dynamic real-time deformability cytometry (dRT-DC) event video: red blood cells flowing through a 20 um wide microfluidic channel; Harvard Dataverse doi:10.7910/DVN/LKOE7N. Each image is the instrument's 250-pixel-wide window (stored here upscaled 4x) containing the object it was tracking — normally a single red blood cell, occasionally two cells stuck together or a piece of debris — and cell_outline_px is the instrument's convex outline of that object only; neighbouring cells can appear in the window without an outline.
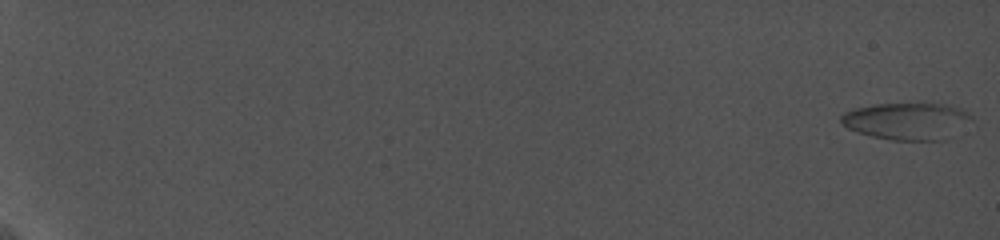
{"species": "common noctule bat (a hibernating species)", "species_latin": "Nyctalus noctula", "temperature_condition": "cold", "stored_images_in_passage": 73, "camera_frame_rate_fps": 5000, "um_per_image_px": 0.085, "animal": {"sex": "female", "body_mass_g": 19.0, "forearm_length_mm": 56.7}, "frame": {"image": 1, "passage_image": 1, "time_ms": 0.0, "image_size_px": [1000, 240], "cell_outline_px": [[972, 120], [944, 140], [892, 140], [872, 136], [848, 128], [840, 124], [840, 116], [844, 112], [856, 108], [876, 104], [948, 104], [960, 108], [972, 116]], "centroid_in_image_um": [77.07, 10.29], "position_along_channel_um": 7.9, "area_um2": 27.86}}
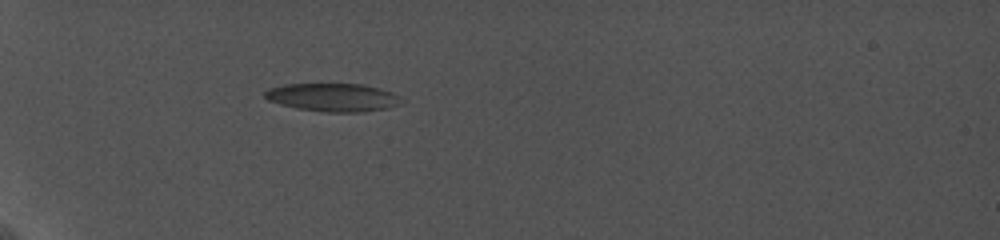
{"frame": {"image": 2, "passage_image": 29, "time_ms": 7.8, "image_size_px": [1000, 240], "cell_outline_px": [[408, 100], [400, 104], [388, 108], [364, 112], [324, 112], [296, 108], [280, 104], [268, 100], [264, 96], [264, 92], [268, 88], [284, 84], [364, 84], [380, 88], [392, 92]], "centroid_in_image_um": [28.35, 8.28], "position_along_channel_um": 56.6, "area_um2": 22.77}}
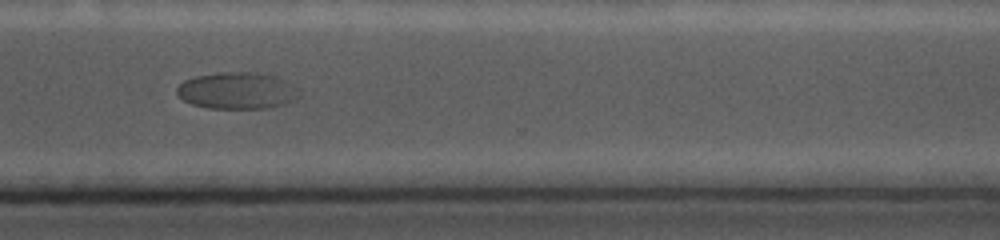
{"frame": {"image": 3, "passage_image": 65, "time_ms": 17.0, "image_size_px": [1000, 240], "cell_outline_px": [[300, 96], [284, 104], [268, 108], [208, 108], [192, 104], [184, 100], [176, 92], [176, 88], [184, 80], [196, 76], [220, 72], [256, 72], [276, 76], [292, 84], [300, 92]], "centroid_in_image_um": [20.16, 7.7], "position_along_channel_um": 350.4, "area_um2": 26.13}}